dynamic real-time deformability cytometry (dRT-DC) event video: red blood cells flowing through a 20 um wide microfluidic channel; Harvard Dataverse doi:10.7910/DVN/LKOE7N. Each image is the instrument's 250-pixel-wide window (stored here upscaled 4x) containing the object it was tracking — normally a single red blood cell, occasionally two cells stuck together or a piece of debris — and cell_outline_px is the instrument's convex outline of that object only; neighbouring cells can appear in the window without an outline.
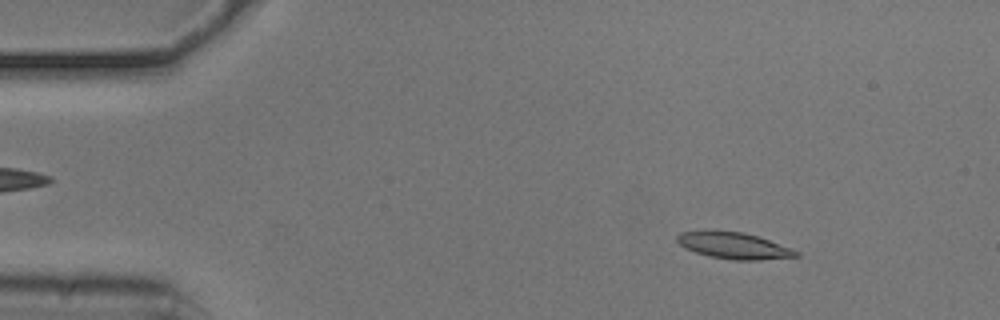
{"species": "common noctule bat (a hibernating species)", "species_latin": "Nyctalus noctula", "temperature_condition": "cold", "stored_images_in_passage": 54, "camera_frame_rate_fps": 3000, "um_per_image_px": 0.085, "animal": {"sex": "male", "body_mass_g": 20.5, "forearm_length_mm": 52.5}, "frame": {"image": 1, "passage_image": 7, "time_ms": 2.0, "image_size_px": [1000, 320], "cell_outline_px": [[800, 256], [760, 260], [732, 260], [708, 256], [696, 252], [680, 244], [676, 240], [676, 236], [680, 232], [744, 232], [792, 248], [800, 252]], "centroid_in_image_um": [62.43, 20.91], "position_along_channel_um": 22.6, "area_um2": 17.86}}
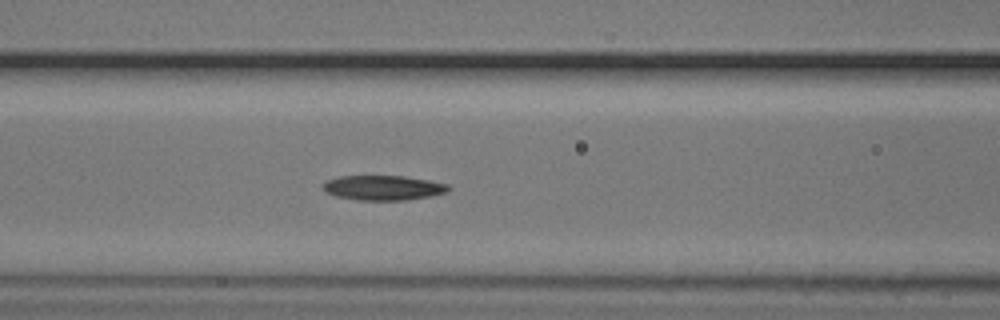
{"frame": {"image": 2, "passage_image": 22, "time_ms": 7.0, "image_size_px": [1000, 320], "cell_outline_px": [[452, 188], [448, 192], [432, 196], [408, 200], [360, 200], [336, 196], [324, 192], [324, 184], [328, 180], [340, 176], [404, 176], [428, 180], [448, 184]], "centroid_in_image_um": [32.63, 15.96], "position_along_channel_um": 134.0, "area_um2": 18.15}}
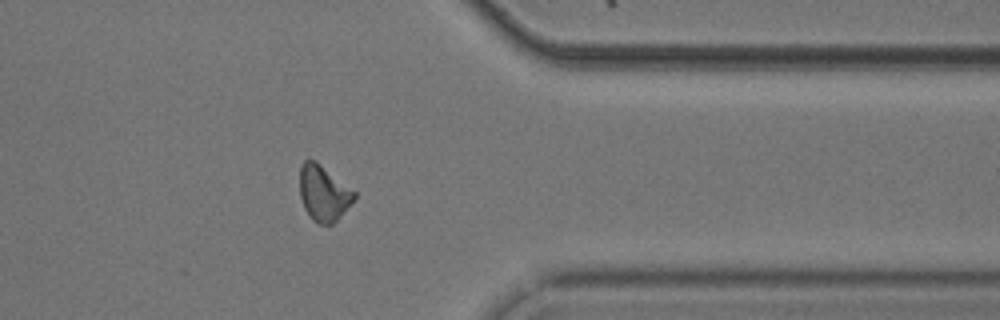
{"frame": {"image": 3, "passage_image": 43, "time_ms": 14.0, "image_size_px": [1000, 320], "cell_outline_px": [[356, 196], [340, 216], [332, 224], [320, 224], [312, 220], [304, 208], [300, 196], [300, 168], [304, 160], [316, 160], [356, 192]], "centroid_in_image_um": [27.49, 16.4], "position_along_channel_um": 383.9, "area_um2": 17.51}, "authors_computed_cell_mechanics": {"area_um2": 18.0336, "velocity_mm_per_s": 3.7318, "shape_relaxation_time_tau1_ms": 8.8561, "shape_relaxation_time_tau2_ms": 6.7621, "deformation_change_tau1": 0.1714, "deformation_change_tau2": 0.1564}}